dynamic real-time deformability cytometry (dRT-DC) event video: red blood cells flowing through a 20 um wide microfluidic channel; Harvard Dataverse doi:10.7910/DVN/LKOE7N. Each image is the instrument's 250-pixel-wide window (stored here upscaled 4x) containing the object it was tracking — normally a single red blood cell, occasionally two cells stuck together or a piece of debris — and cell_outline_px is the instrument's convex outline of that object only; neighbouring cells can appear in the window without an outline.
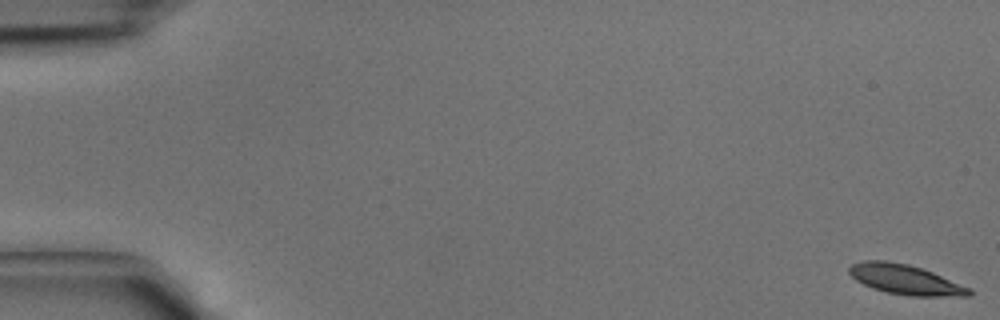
{"species": "common noctule bat (a hibernating species)", "species_latin": "Nyctalus noctula", "temperature_condition": "cold", "stored_images_in_passage": 44, "camera_frame_rate_fps": 3000, "um_per_image_px": 0.085, "animal": {"sex": "male", "body_mass_g": 15.6}, "frame": {"image": 1, "passage_image": 1, "time_ms": 0.0, "image_size_px": [1000, 320], "cell_outline_px": [[972, 296], [908, 296], [884, 292], [872, 288], [856, 280], [848, 272], [848, 268], [852, 264], [864, 260], [884, 260], [908, 264], [932, 272], [972, 288]], "centroid_in_image_um": [76.96, 23.77], "position_along_channel_um": 8.0, "area_um2": 20.98}}
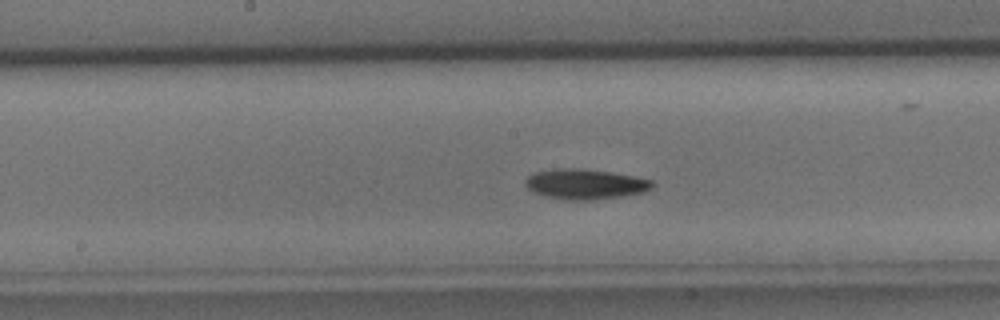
{"frame": {"image": 2, "passage_image": 23, "time_ms": 7.333, "image_size_px": [1000, 320], "cell_outline_px": [[656, 184], [652, 188], [644, 192], [620, 196], [588, 200], [568, 200], [544, 196], [528, 188], [524, 184], [524, 180], [532, 172], [556, 168], [584, 168], [612, 172], [636, 176], [652, 180]], "centroid_in_image_um": [49.74, 15.63], "position_along_channel_um": 198.5, "area_um2": 22.54}}
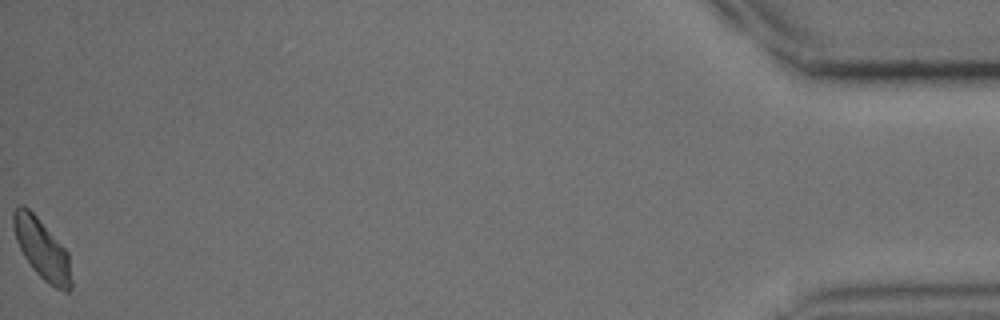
{"frame": {"image": 3, "passage_image": 44, "time_ms": 14.333, "image_size_px": [1000, 320], "cell_outline_px": [[72, 288], [68, 292], [64, 292], [48, 284], [32, 268], [24, 256], [16, 240], [12, 228], [12, 212], [20, 204], [24, 204], [36, 216], [68, 252], [72, 280]], "centroid_in_image_um": [3.56, 21.18], "position_along_channel_um": 431.6, "area_um2": 20.35}}